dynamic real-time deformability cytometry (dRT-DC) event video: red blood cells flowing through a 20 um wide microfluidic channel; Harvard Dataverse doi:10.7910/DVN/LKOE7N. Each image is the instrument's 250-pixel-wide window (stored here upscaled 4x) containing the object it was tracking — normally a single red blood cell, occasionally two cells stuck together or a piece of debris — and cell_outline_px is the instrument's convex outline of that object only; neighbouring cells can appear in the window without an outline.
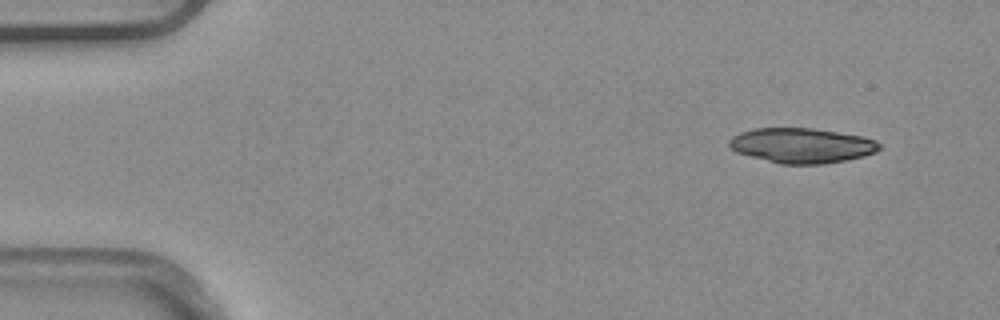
{"species": "common noctule bat (a hibernating species)", "species_latin": "Nyctalus noctula", "temperature_condition": "warm", "stored_images_in_passage": 4, "camera_frame_rate_fps": 3000, "um_per_image_px": 0.085, "animal": {"sex": "male", "body_mass_g": 20.4}, "frame": {"image": 1, "passage_image": 1, "time_ms": 0.0, "image_size_px": [1000, 320], "cell_outline_px": [[884, 148], [876, 152], [864, 156], [844, 160], [820, 164], [780, 164], [736, 152], [728, 144], [728, 140], [732, 136], [740, 132], [752, 128], [812, 128], [860, 136], [876, 140], [884, 144]], "centroid_in_image_um": [68.17, 12.36], "position_along_channel_um": 16.8, "area_um2": 30.69}}
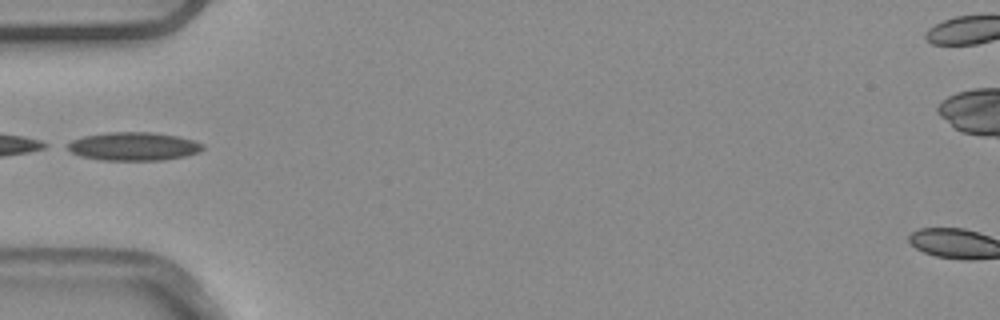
{"frame": {"image": 2, "passage_image": 4, "time_ms": 1.0, "image_size_px": [1000, 320], "cell_outline_px": [[204, 148], [200, 152], [184, 156], [164, 160], [100, 160], [80, 156], [72, 152], [64, 144], [72, 140], [84, 136], [108, 132], [152, 132], [176, 136], [192, 140], [204, 144]], "centroid_in_image_um": [11.34, 12.44], "position_along_channel_um": 73.7, "area_um2": 22.37}}